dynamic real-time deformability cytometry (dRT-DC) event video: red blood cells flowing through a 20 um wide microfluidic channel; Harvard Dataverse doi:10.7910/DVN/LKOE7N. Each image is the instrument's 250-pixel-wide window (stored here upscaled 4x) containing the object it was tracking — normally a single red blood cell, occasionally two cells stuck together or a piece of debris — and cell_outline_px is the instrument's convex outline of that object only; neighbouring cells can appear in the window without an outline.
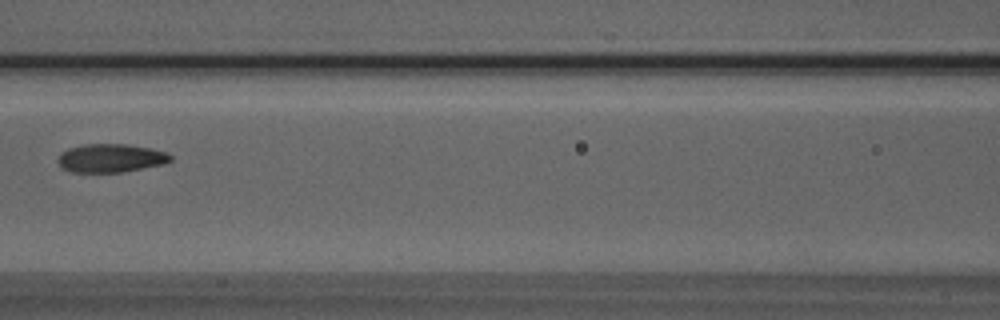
{"species": "Egyptian fruit bat (a non-hibernating species)", "species_latin": "Rousettus aegyptiacus", "temperature_condition": "room temperature", "stored_images_in_passage": 6, "camera_frame_rate_fps": 3000, "um_per_image_px": 0.085, "animal": {"sex": "male"}, "frame": {"image": 1, "passage_image": 6, "time_ms": 6.333, "image_size_px": [1000, 320], "cell_outline_px": [[172, 160], [164, 164], [120, 172], [72, 172], [60, 168], [56, 160], [60, 152], [68, 148], [84, 144], [128, 144], [152, 148], [168, 152], [172, 156]], "centroid_in_image_um": [9.39, 13.43], "position_along_channel_um": 157.2, "area_um2": 18.96}}